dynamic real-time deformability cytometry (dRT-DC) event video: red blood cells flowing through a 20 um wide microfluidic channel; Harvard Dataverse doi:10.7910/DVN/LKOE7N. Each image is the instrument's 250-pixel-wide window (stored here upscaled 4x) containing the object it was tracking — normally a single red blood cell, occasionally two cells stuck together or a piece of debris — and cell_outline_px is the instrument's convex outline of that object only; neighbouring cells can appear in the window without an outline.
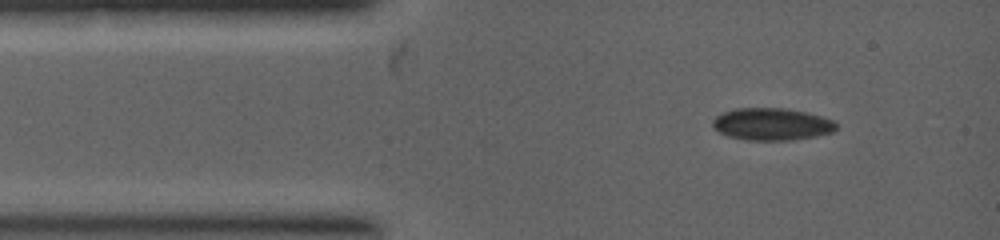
{"species": "common noctule bat (a hibernating species)", "species_latin": "Nyctalus noctula", "temperature_condition": "warm", "stored_images_in_passage": 5, "camera_frame_rate_fps": 5000, "um_per_image_px": 0.085, "animal": {"sex": "female", "body_mass_g": 19.0, "forearm_length_mm": 53.3}, "frame": {"image": 1, "passage_image": 1, "time_ms": 0.0, "image_size_px": [1000, 240], "cell_outline_px": [[836, 128], [832, 132], [816, 136], [788, 140], [744, 140], [728, 136], [720, 132], [712, 124], [712, 120], [716, 116], [724, 112], [736, 108], [788, 108], [808, 112], [836, 120]], "centroid_in_image_um": [65.63, 10.54], "position_along_channel_um": 19.4, "area_um2": 23.29}}
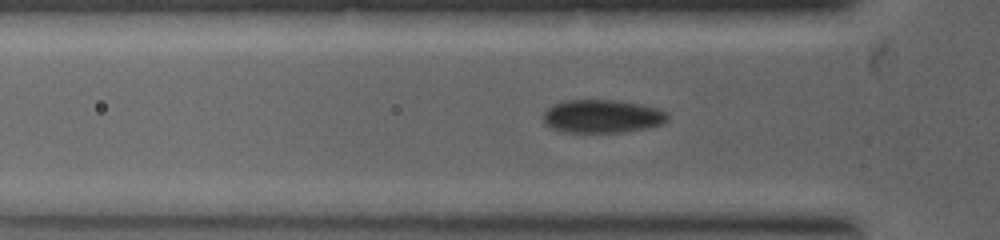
{"frame": {"image": 2, "passage_image": 4, "time_ms": 1.4, "image_size_px": [1000, 240], "cell_outline_px": [[668, 120], [664, 124], [644, 128], [620, 132], [564, 132], [552, 128], [544, 124], [544, 112], [552, 104], [560, 100], [620, 100], [660, 108], [668, 116]], "centroid_in_image_um": [51.17, 9.87], "position_along_channel_um": 74.6, "area_um2": 24.22}}